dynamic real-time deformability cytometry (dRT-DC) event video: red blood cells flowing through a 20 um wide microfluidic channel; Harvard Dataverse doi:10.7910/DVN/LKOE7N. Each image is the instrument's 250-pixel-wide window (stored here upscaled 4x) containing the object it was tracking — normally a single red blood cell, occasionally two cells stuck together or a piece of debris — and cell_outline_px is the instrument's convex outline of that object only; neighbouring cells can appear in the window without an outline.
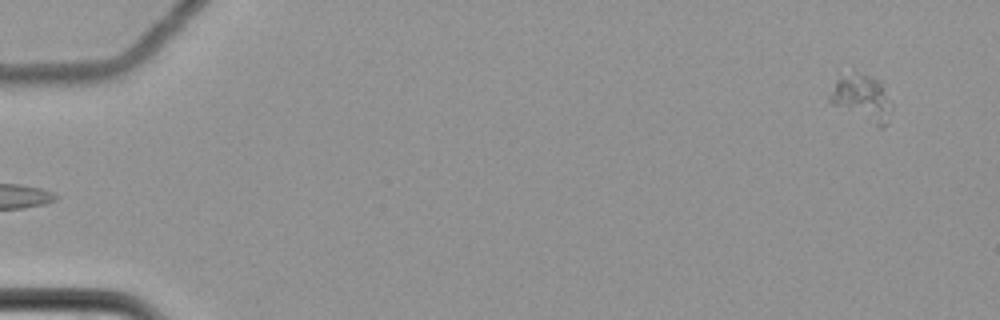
{"species": "common noctule bat (a hibernating species)", "species_latin": "Nyctalus noctula", "temperature_condition": "cold", "stored_images_in_passage": 6, "camera_frame_rate_fps": 3000, "um_per_image_px": 0.085, "animal": {"sex": "female", "body_mass_g": 22.7, "forearm_length_mm": 54.2}, "frame": {"image": 1, "passage_image": 6, "time_ms": 1.667, "image_size_px": [1000, 320], "cell_outline_px": [[892, 108], [884, 128], [876, 128], [832, 104], [828, 100], [828, 92], [836, 80], [860, 76], [868, 76], [880, 80], [884, 84], [892, 104]], "centroid_in_image_um": [73.32, 8.44], "position_along_channel_um": 11.7, "area_um2": 16.59}}